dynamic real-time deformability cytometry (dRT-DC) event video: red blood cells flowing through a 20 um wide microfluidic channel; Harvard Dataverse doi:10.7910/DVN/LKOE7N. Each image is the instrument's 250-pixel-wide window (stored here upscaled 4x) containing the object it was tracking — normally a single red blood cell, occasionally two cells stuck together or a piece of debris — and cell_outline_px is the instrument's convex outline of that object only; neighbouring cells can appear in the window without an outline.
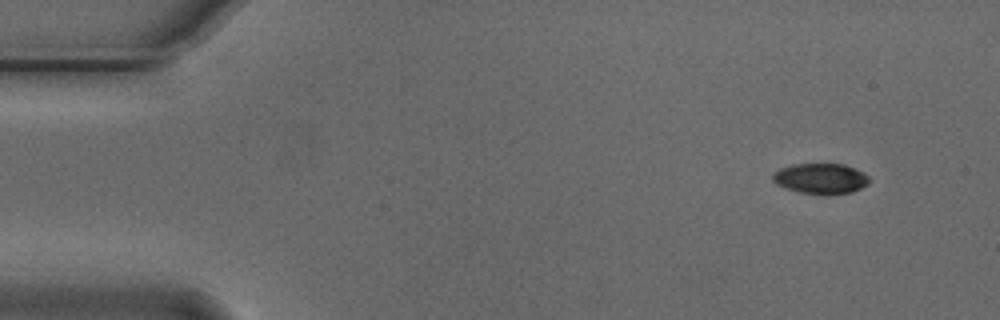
{"species": "Egyptian fruit bat (a non-hibernating species)", "species_latin": "Rousettus aegyptiacus", "temperature_condition": "cold", "stored_images_in_passage": 4, "camera_frame_rate_fps": 3000, "um_per_image_px": 0.085, "animal": {"sex": "male"}, "frame": {"image": 1, "passage_image": 1, "time_ms": 0.0, "image_size_px": [1000, 320], "cell_outline_px": [[872, 180], [868, 184], [852, 192], [800, 192], [784, 188], [776, 184], [772, 180], [772, 176], [780, 168], [796, 164], [844, 164], [864, 172]], "centroid_in_image_um": [69.77, 15.14], "position_along_channel_um": 15.2, "area_um2": 16.65}}
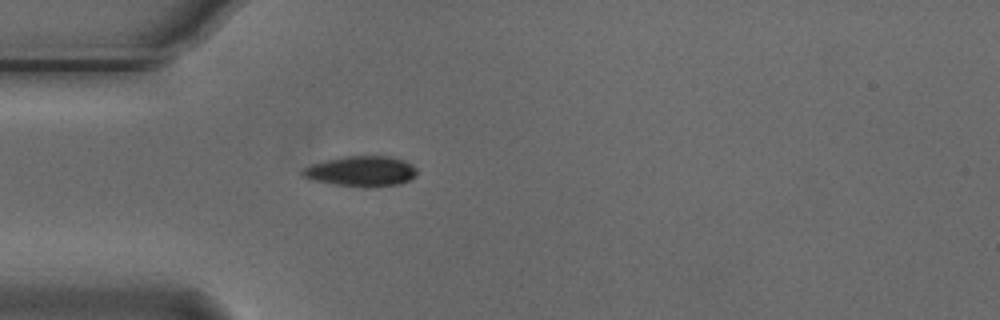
{"frame": {"image": 2, "passage_image": 4, "time_ms": 1.0, "image_size_px": [1000, 320], "cell_outline_px": [[416, 176], [400, 184], [368, 188], [364, 188], [332, 184], [312, 180], [304, 176], [300, 172], [304, 168], [312, 164], [344, 156], [388, 156], [404, 160], [412, 164], [416, 168]], "centroid_in_image_um": [30.72, 14.57], "position_along_channel_um": 54.3, "area_um2": 20.35}}